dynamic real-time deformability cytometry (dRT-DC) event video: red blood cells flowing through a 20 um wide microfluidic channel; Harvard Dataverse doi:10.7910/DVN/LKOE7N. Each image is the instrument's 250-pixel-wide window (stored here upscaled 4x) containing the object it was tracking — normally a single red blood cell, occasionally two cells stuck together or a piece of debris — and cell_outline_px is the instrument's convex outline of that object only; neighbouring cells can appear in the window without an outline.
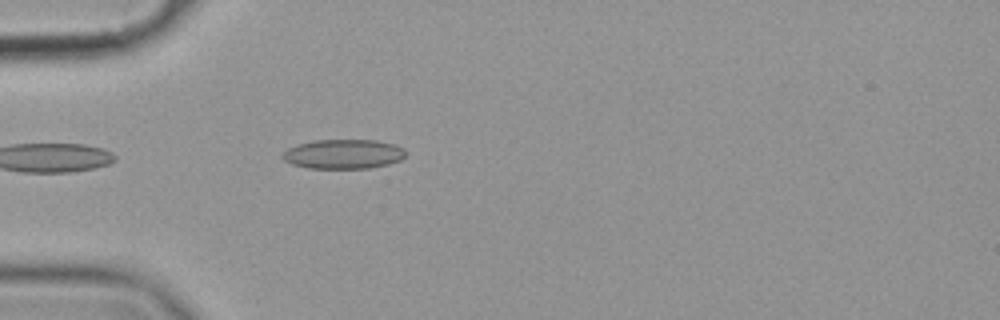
{"species": "common noctule bat (a hibernating species)", "species_latin": "Nyctalus noctula", "temperature_condition": "cold", "stored_images_in_passage": 40, "camera_frame_rate_fps": 3000, "um_per_image_px": 0.085, "animal": {"sex": "female", "body_mass_g": 19.9}, "frame": {"image": 1, "passage_image": 1, "time_ms": 0.0, "image_size_px": [1000, 320], "cell_outline_px": [[404, 156], [400, 160], [388, 164], [368, 168], [308, 168], [292, 164], [284, 160], [280, 156], [288, 148], [300, 144], [316, 140], [376, 140], [396, 144], [404, 148]], "centroid_in_image_um": [29.19, 13.09], "position_along_channel_um": 55.8, "area_um2": 21.04}}
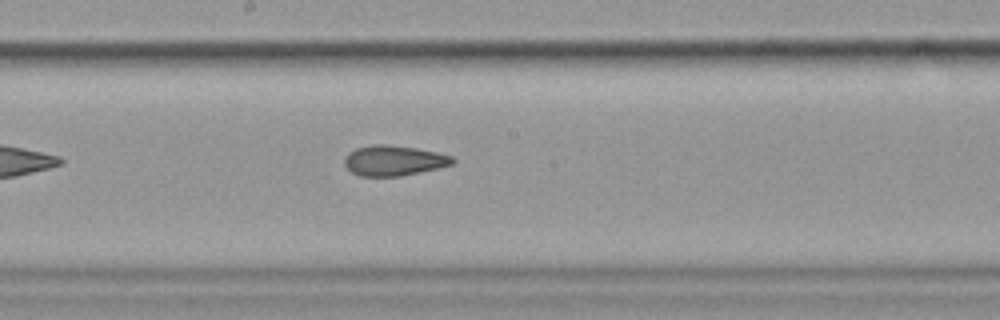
{"frame": {"image": 2, "passage_image": 15, "time_ms": 4.667, "image_size_px": [1000, 320], "cell_outline_px": [[456, 160], [452, 164], [436, 168], [400, 176], [360, 176], [352, 172], [344, 164], [344, 156], [348, 152], [356, 148], [372, 144], [384, 144], [416, 148], [436, 152], [452, 156]], "centroid_in_image_um": [33.43, 13.64], "position_along_channel_um": 214.8, "area_um2": 18.96}}
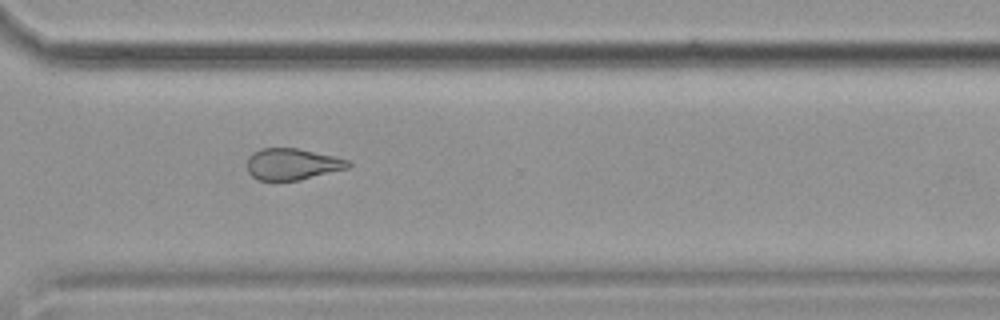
{"frame": {"image": 3, "passage_image": 26, "time_ms": 8.333, "image_size_px": [1000, 320], "cell_outline_px": [[352, 164], [348, 168], [300, 180], [260, 180], [252, 176], [248, 172], [248, 156], [252, 152], [260, 148], [296, 148], [336, 156], [348, 160]], "centroid_in_image_um": [24.85, 13.94], "position_along_channel_um": 345.8, "area_um2": 18.55}, "authors_computed_cell_mechanics": {"area_um2": 19.6809, "velocity_mm_per_s": 3.583, "shape_relaxation_time_tau1_ms": 8.863, "shape_relaxation_time_tau2_ms": 5.5225, "deformation_change_tau1": 0.1417, "deformation_change_tau2": 0.1145}}